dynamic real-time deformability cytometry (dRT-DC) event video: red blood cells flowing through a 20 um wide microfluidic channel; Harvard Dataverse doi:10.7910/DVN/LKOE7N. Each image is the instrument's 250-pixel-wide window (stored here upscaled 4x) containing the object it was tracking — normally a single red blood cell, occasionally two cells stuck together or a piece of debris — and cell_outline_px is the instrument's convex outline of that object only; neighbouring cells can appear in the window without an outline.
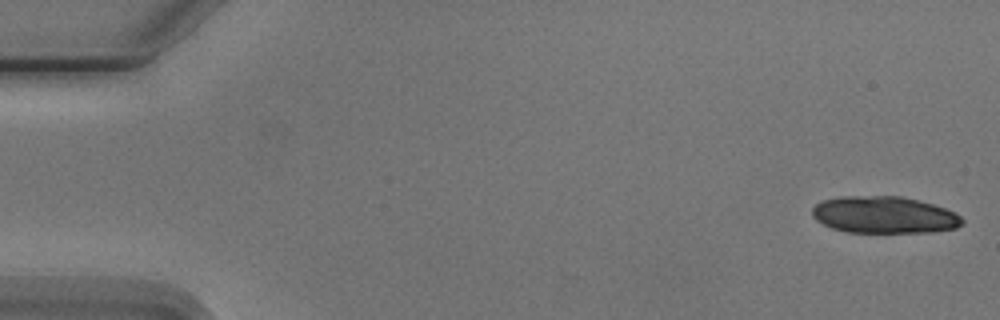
{"species": "Egyptian fruit bat (a non-hibernating species)", "species_latin": "Rousettus aegyptiacus", "temperature_condition": "cold", "stored_images_in_passage": 5, "camera_frame_rate_fps": 3000, "um_per_image_px": 0.085, "animal": {"sex": "male"}, "frame": {"image": 1, "passage_image": 1, "time_ms": 0.0, "image_size_px": [1000, 320], "cell_outline_px": [[964, 224], [956, 228], [932, 232], [848, 232], [832, 228], [816, 220], [812, 216], [812, 208], [816, 204], [824, 200], [840, 196], [900, 196], [932, 204], [956, 212], [964, 220]], "centroid_in_image_um": [75.17, 18.27], "position_along_channel_um": 9.8, "area_um2": 32.25}}